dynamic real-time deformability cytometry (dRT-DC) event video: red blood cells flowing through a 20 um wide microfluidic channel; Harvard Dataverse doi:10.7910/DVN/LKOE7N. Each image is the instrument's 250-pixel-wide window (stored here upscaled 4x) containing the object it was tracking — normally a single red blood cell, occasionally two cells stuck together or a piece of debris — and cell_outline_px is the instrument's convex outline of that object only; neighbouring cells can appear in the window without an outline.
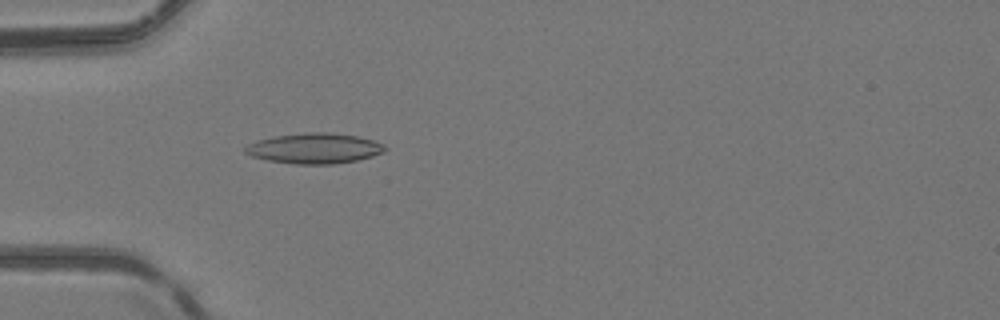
{"species": "common noctule bat (a hibernating species)", "species_latin": "Nyctalus noctula", "temperature_condition": "room temperature", "stored_images_in_passage": 41, "camera_frame_rate_fps": 3000, "um_per_image_px": 0.085, "animal": {"sex": "female", "body_mass_g": 24.6, "forearm_length_mm": 56.2}, "frame": {"image": 1, "passage_image": 7, "time_ms": 2.0, "image_size_px": [1000, 320], "cell_outline_px": [[388, 148], [384, 152], [372, 156], [356, 160], [332, 164], [296, 164], [268, 160], [252, 156], [244, 152], [244, 148], [248, 144], [256, 140], [272, 136], [304, 132], [328, 132], [356, 136], [372, 140], [384, 144]], "centroid_in_image_um": [26.71, 12.6], "position_along_channel_um": 58.3, "area_um2": 24.8}}
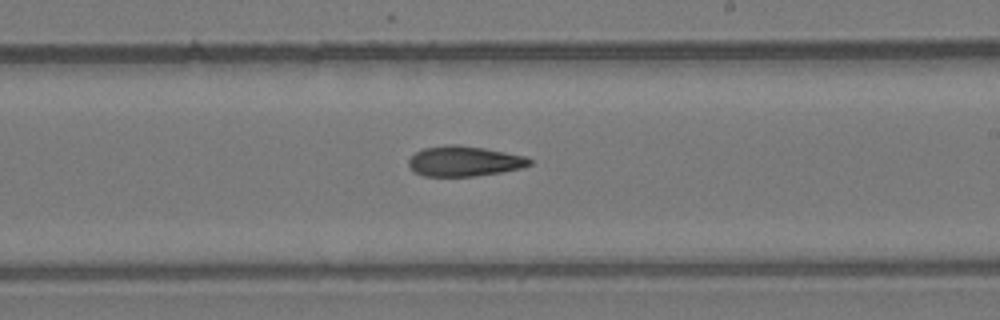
{"frame": {"image": 2, "passage_image": 21, "time_ms": 6.667, "image_size_px": [1000, 320], "cell_outline_px": [[532, 164], [520, 168], [500, 172], [472, 176], [424, 176], [416, 172], [408, 164], [408, 160], [416, 152], [424, 148], [448, 144], [456, 144], [484, 148], [524, 156], [532, 160]], "centroid_in_image_um": [39.45, 13.69], "position_along_channel_um": 249.6, "area_um2": 21.04}}
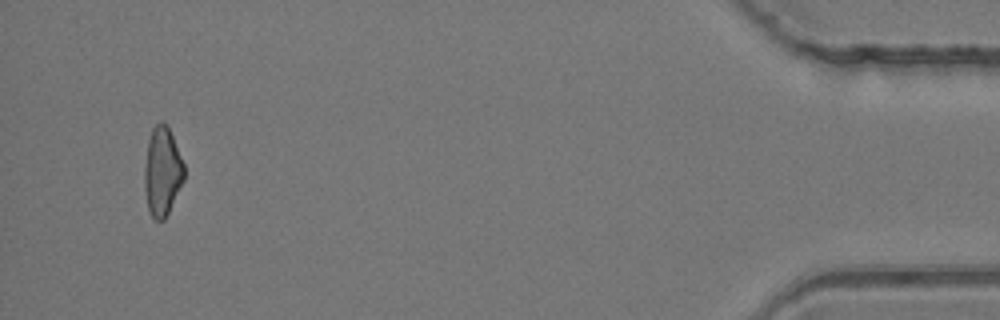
{"frame": {"image": 3, "passage_image": 39, "time_ms": 12.667, "image_size_px": [1000, 320], "cell_outline_px": [[184, 180], [164, 220], [156, 220], [152, 216], [148, 208], [144, 192], [144, 168], [148, 140], [152, 128], [160, 120], [164, 120], [168, 124], [184, 164]], "centroid_in_image_um": [13.78, 14.52], "position_along_channel_um": 421.4, "area_um2": 20.69}}